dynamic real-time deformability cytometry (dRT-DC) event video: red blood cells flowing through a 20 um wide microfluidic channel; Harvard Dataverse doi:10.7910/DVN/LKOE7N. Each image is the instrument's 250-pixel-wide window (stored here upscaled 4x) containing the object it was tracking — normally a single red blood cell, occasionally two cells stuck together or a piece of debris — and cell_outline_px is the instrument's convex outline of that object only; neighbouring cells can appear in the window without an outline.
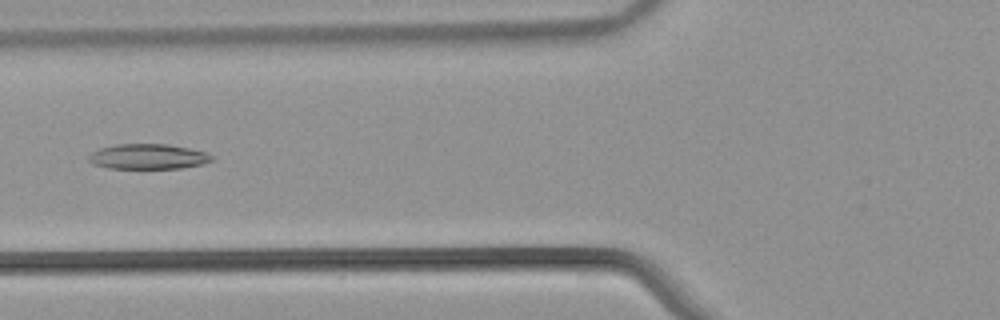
{"species": "common noctule bat (a hibernating species)", "species_latin": "Nyctalus noctula", "temperature_condition": "warm", "stored_images_in_passage": 43, "camera_frame_rate_fps": 3000, "um_per_image_px": 0.085, "animal": {"sex": "male", "body_mass_g": 21.5, "forearm_length_mm": 52.0}, "frame": {"image": 1, "passage_image": 11, "time_ms": 3.333, "image_size_px": [1000, 320], "cell_outline_px": [[216, 160], [200, 164], [180, 168], [108, 168], [92, 164], [88, 160], [88, 156], [92, 152], [100, 148], [116, 144], [168, 144], [208, 152], [216, 156]], "centroid_in_image_um": [12.62, 13.3], "position_along_channel_um": 113.2, "area_um2": 18.21}}
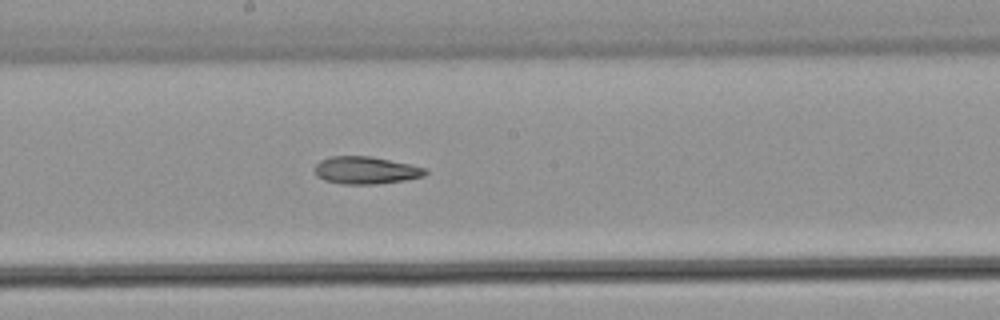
{"frame": {"image": 2, "passage_image": 19, "time_ms": 6.0, "image_size_px": [1000, 320], "cell_outline_px": [[428, 172], [424, 176], [404, 180], [376, 184], [344, 184], [324, 180], [316, 176], [316, 164], [320, 160], [332, 156], [368, 156], [428, 168]], "centroid_in_image_um": [31.1, 14.48], "position_along_channel_um": 217.1, "area_um2": 17.51}}
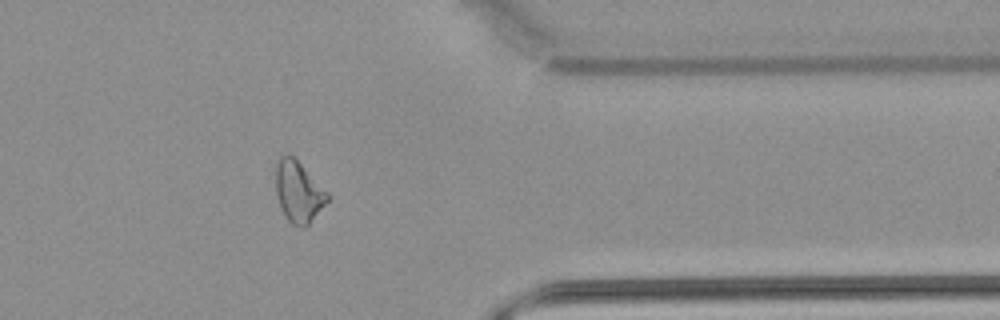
{"frame": {"image": 3, "passage_image": 33, "time_ms": 10.667, "image_size_px": [1000, 320], "cell_outline_px": [[328, 200], [308, 224], [304, 228], [292, 224], [288, 220], [280, 208], [276, 196], [276, 164], [280, 156], [288, 152], [328, 192]], "centroid_in_image_um": [25.33, 16.29], "position_along_channel_um": 386.1, "area_um2": 18.15}, "authors_computed_cell_mechanics": {"area_um2": 18.6116, "velocity_mm_per_s": 3.8941, "shape_relaxation_time_tau1_ms": null, "shape_relaxation_time_tau2_ms": 9.4772, "deformation_change_tau1": null, "deformation_change_tau2": 0.2087}}